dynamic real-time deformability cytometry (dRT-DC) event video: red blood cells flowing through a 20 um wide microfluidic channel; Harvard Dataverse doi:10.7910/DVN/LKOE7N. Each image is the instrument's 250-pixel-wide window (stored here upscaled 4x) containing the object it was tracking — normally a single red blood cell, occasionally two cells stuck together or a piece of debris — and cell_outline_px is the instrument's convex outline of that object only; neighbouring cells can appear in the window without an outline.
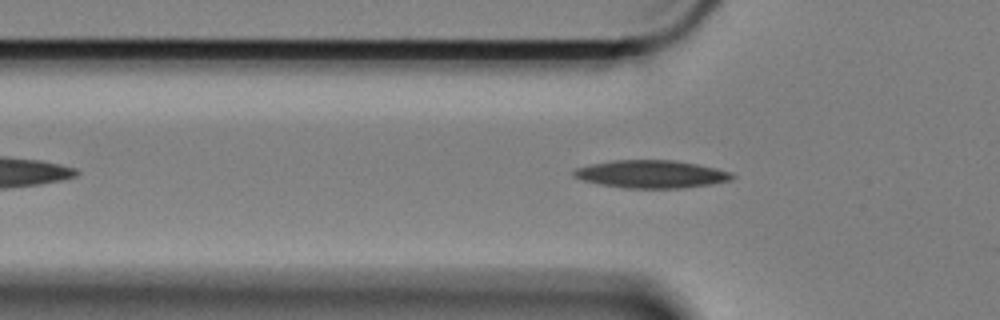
{"species": "Egyptian fruit bat (a non-hibernating species)", "species_latin": "Rousettus aegyptiacus", "temperature_condition": "cold", "stored_images_in_passage": 41, "camera_frame_rate_fps": 3000, "um_per_image_px": 0.085, "animal": {"sex": "female"}, "frame": {"image": 1, "passage_image": 6, "time_ms": 1.667, "image_size_px": [1000, 320], "cell_outline_px": [[736, 176], [728, 180], [712, 184], [684, 188], [624, 188], [600, 184], [584, 180], [572, 176], [572, 172], [576, 168], [592, 164], [612, 160], [676, 160], [716, 168], [728, 172]], "centroid_in_image_um": [55.34, 14.8], "position_along_channel_um": 70.5, "area_um2": 25.49}}
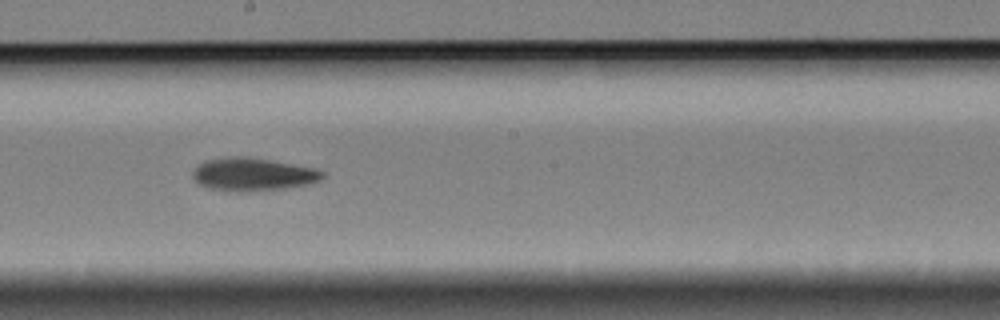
{"frame": {"image": 2, "passage_image": 20, "time_ms": 6.333, "image_size_px": [1000, 320], "cell_outline_px": [[324, 176], [320, 180], [308, 184], [284, 188], [208, 188], [200, 184], [192, 176], [192, 172], [204, 160], [228, 156], [248, 156], [272, 160], [316, 168], [324, 172]], "centroid_in_image_um": [21.53, 14.74], "position_along_channel_um": 226.7, "area_um2": 23.87}}
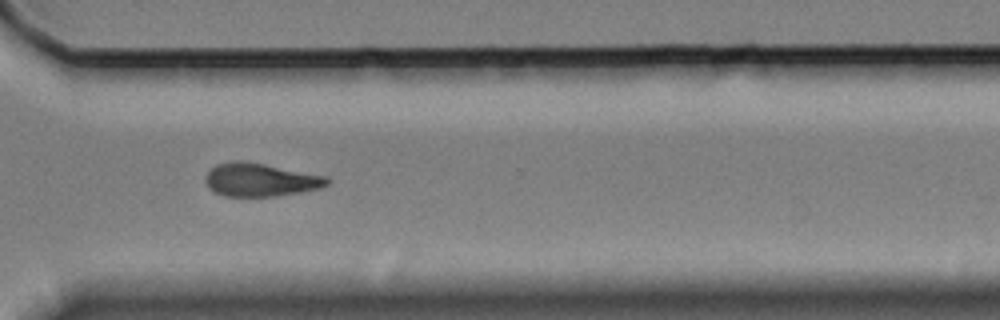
{"frame": {"image": 3, "passage_image": 31, "time_ms": 10.0, "image_size_px": [1000, 320], "cell_outline_px": [[332, 180], [328, 184], [320, 188], [300, 192], [276, 196], [224, 196], [208, 188], [208, 172], [216, 164], [236, 160], [240, 160], [264, 164], [328, 176]], "centroid_in_image_um": [22.19, 15.28], "position_along_channel_um": 348.4, "area_um2": 23.35}, "authors_computed_cell_mechanics": {"area_um2": 23.9292, "velocity_mm_per_s": 3.3251, "shape_relaxation_time_tau1_ms": 5.5678, "shape_relaxation_time_tau2_ms": null, "deformation_change_tau1": 0.136, "deformation_change_tau2": null}}